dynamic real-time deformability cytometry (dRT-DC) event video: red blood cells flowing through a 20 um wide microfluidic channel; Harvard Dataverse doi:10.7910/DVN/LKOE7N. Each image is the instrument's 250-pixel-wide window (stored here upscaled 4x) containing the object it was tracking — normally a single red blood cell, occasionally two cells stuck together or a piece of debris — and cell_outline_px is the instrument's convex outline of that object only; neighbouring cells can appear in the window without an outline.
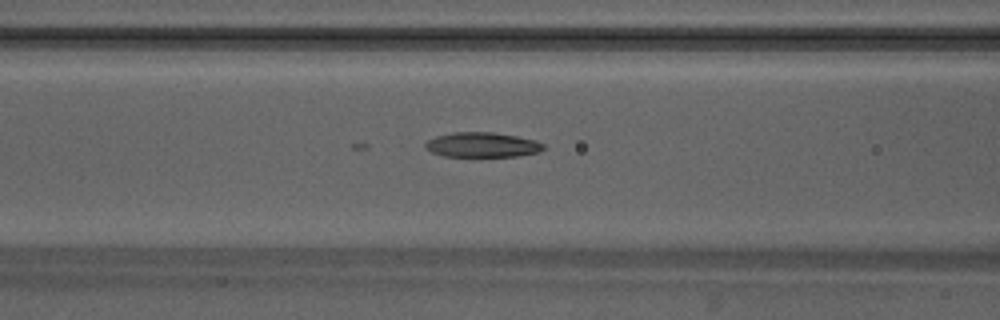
{"species": "Egyptian fruit bat (a non-hibernating species)", "species_latin": "Rousettus aegyptiacus", "temperature_condition": "warm", "stored_images_in_passage": 49, "camera_frame_rate_fps": 3000, "um_per_image_px": 0.085, "animal": {"sex": "male"}, "frame": {"image": 1, "passage_image": 21, "time_ms": 6.667, "image_size_px": [1000, 320], "cell_outline_px": [[544, 148], [540, 152], [520, 156], [444, 156], [432, 152], [424, 148], [424, 144], [428, 140], [436, 136], [452, 132], [492, 132], [516, 136], [536, 140], [544, 144]], "centroid_in_image_um": [40.99, 12.31], "position_along_channel_um": 125.6, "area_um2": 17.17}}
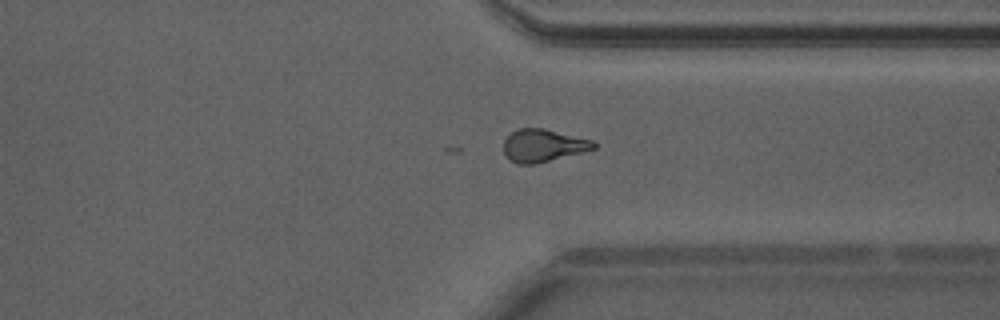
{"frame": {"image": 2, "passage_image": 38, "time_ms": 12.333, "image_size_px": [1000, 320], "cell_outline_px": [[596, 148], [536, 164], [516, 164], [504, 152], [504, 140], [512, 132], [520, 128], [544, 128], [592, 140], [596, 144]], "centroid_in_image_um": [46.16, 12.36], "position_along_channel_um": 365.2, "area_um2": 16.88}}